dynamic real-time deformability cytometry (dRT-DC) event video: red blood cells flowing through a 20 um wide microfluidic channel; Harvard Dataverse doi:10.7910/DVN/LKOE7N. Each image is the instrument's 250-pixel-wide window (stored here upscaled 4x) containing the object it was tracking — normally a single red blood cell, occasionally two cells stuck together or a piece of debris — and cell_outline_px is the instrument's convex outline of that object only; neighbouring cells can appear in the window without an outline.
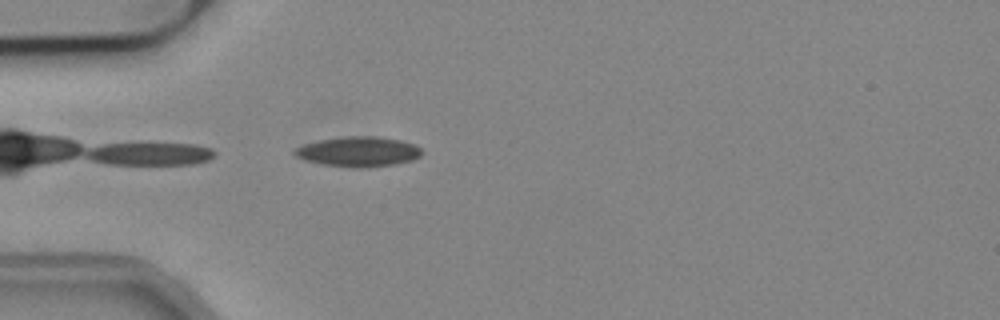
{"species": "common noctule bat (a hibernating species)", "species_latin": "Nyctalus noctula", "temperature_condition": "cold", "stored_images_in_passage": 37, "camera_frame_rate_fps": 3000, "um_per_image_px": 0.085, "animal": {"sex": "male", "body_mass_g": 19.2, "forearm_length_mm": 51.8}, "frame": {"image": 1, "passage_image": 1, "time_ms": 0.0, "image_size_px": [1000, 320], "cell_outline_px": [[424, 152], [420, 156], [412, 160], [396, 164], [360, 168], [352, 168], [324, 164], [304, 160], [296, 156], [292, 152], [296, 148], [304, 144], [320, 140], [340, 136], [376, 136], [400, 140], [412, 144], [420, 148]], "centroid_in_image_um": [30.46, 12.89], "position_along_channel_um": 54.5, "area_um2": 22.25}}
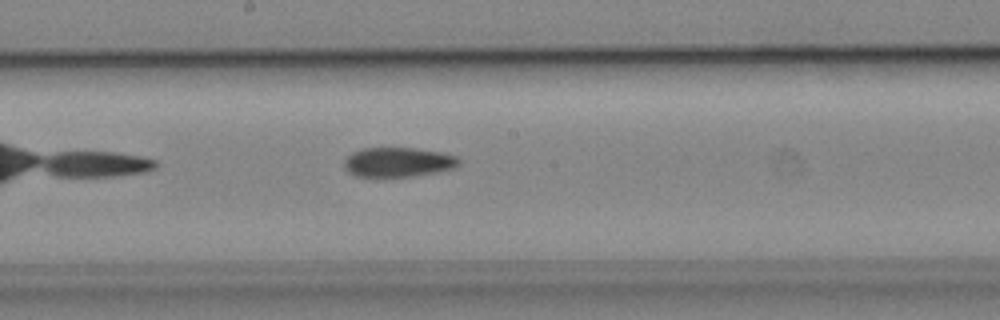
{"frame": {"image": 2, "passage_image": 14, "time_ms": 4.333, "image_size_px": [1000, 320], "cell_outline_px": [[460, 164], [456, 168], [436, 172], [412, 176], [380, 180], [356, 176], [348, 172], [344, 168], [344, 160], [352, 152], [360, 148], [412, 148], [440, 152], [456, 156], [460, 160]], "centroid_in_image_um": [33.78, 13.83], "position_along_channel_um": 214.4, "area_um2": 20.52}}
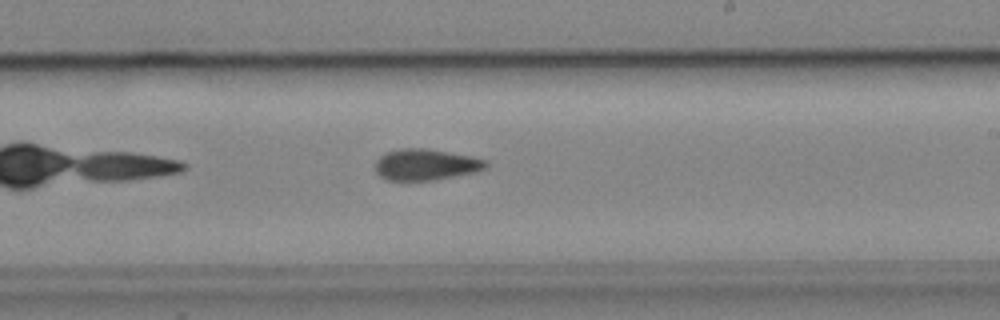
{"frame": {"image": 3, "passage_image": 17, "time_ms": 5.333, "image_size_px": [1000, 320], "cell_outline_px": [[488, 164], [484, 168], [476, 172], [432, 180], [384, 180], [376, 172], [376, 160], [384, 152], [400, 148], [428, 148], [468, 156], [484, 160]], "centroid_in_image_um": [36.12, 13.98], "position_along_channel_um": 252.9, "area_um2": 20.0}, "authors_computed_cell_mechanics": {"area_um2": 20.7502, "velocity_mm_per_s": 3.857, "shape_relaxation_time_tau1_ms": 10.4047, "shape_relaxation_time_tau2_ms": 4.7345, "deformation_change_tau1": 0.1842, "deformation_change_tau2": 0.1117}}